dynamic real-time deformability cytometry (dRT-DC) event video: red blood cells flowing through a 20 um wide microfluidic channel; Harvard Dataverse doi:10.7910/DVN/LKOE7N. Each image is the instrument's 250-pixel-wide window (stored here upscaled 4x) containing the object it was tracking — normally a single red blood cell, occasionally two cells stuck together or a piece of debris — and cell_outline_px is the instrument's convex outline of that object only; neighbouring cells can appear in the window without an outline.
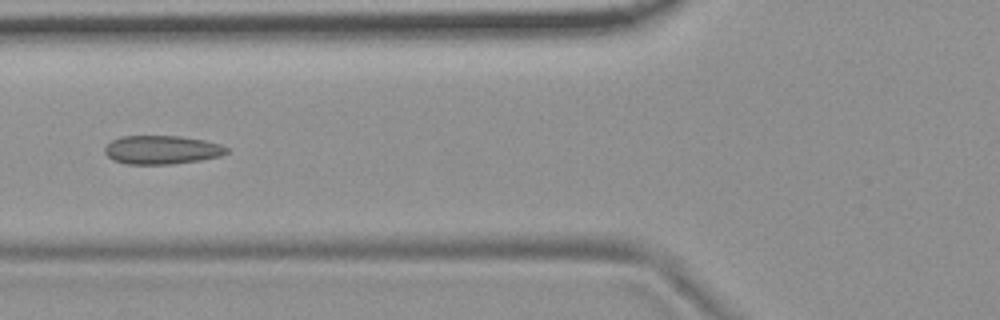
{"species": "common noctule bat (a hibernating species)", "species_latin": "Nyctalus noctula", "temperature_condition": "room temperature", "stored_images_in_passage": 5, "camera_frame_rate_fps": 3000, "um_per_image_px": 0.085, "animal": {"sex": "female", "body_mass_g": 19.9}, "frame": {"image": 1, "passage_image": 5, "time_ms": 1.333, "image_size_px": [1000, 320], "cell_outline_px": [[228, 152], [220, 156], [200, 160], [172, 164], [124, 164], [112, 160], [104, 152], [104, 148], [112, 140], [120, 136], [180, 136], [204, 140], [220, 144], [228, 148]], "centroid_in_image_um": [13.73, 12.74], "position_along_channel_um": 112.1, "area_um2": 20.4}}